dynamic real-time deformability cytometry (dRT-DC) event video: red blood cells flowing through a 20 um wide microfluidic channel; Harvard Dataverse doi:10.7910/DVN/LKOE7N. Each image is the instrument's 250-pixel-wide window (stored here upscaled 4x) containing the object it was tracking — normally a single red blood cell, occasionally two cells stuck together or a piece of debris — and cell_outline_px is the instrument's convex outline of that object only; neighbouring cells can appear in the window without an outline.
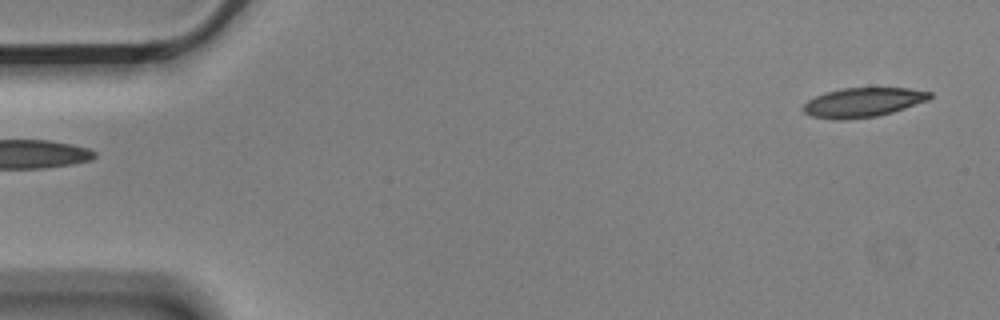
{"species": "Egyptian fruit bat (a non-hibernating species)", "species_latin": "Rousettus aegyptiacus", "temperature_condition": "cold", "stored_images_in_passage": 4, "camera_frame_rate_fps": 3000, "um_per_image_px": 0.085, "animal": {"sex": "male"}, "frame": {"image": 1, "passage_image": 4, "time_ms": 1.0, "image_size_px": [1000, 320], "cell_outline_px": [[932, 96], [928, 100], [892, 112], [876, 116], [844, 120], [832, 120], [812, 116], [804, 112], [800, 108], [808, 100], [816, 96], [828, 92], [844, 88], [908, 88], [932, 92]], "centroid_in_image_um": [73.33, 8.71], "position_along_channel_um": 11.7, "area_um2": 21.56}}